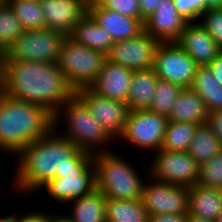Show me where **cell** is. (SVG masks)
I'll list each match as a JSON object with an SVG mask.
<instances>
[{
    "instance_id": "30bf717a",
    "label": "cell",
    "mask_w": 222,
    "mask_h": 222,
    "mask_svg": "<svg viewBox=\"0 0 222 222\" xmlns=\"http://www.w3.org/2000/svg\"><path fill=\"white\" fill-rule=\"evenodd\" d=\"M96 188L95 165L90 154L77 168L67 172H57L56 177L48 180L39 188L56 202L66 204L90 194Z\"/></svg>"
},
{
    "instance_id": "9c48e42d",
    "label": "cell",
    "mask_w": 222,
    "mask_h": 222,
    "mask_svg": "<svg viewBox=\"0 0 222 222\" xmlns=\"http://www.w3.org/2000/svg\"><path fill=\"white\" fill-rule=\"evenodd\" d=\"M168 117L149 109L129 111L124 131L118 137L135 148L147 151L161 149Z\"/></svg>"
},
{
    "instance_id": "bcb514c9",
    "label": "cell",
    "mask_w": 222,
    "mask_h": 222,
    "mask_svg": "<svg viewBox=\"0 0 222 222\" xmlns=\"http://www.w3.org/2000/svg\"><path fill=\"white\" fill-rule=\"evenodd\" d=\"M215 222H222V211L219 214V216L217 217V219L215 220Z\"/></svg>"
},
{
    "instance_id": "8992f818",
    "label": "cell",
    "mask_w": 222,
    "mask_h": 222,
    "mask_svg": "<svg viewBox=\"0 0 222 222\" xmlns=\"http://www.w3.org/2000/svg\"><path fill=\"white\" fill-rule=\"evenodd\" d=\"M107 60V54L78 44L67 36L61 49L58 65L68 83L76 91L90 87L101 73Z\"/></svg>"
},
{
    "instance_id": "7402d4cb",
    "label": "cell",
    "mask_w": 222,
    "mask_h": 222,
    "mask_svg": "<svg viewBox=\"0 0 222 222\" xmlns=\"http://www.w3.org/2000/svg\"><path fill=\"white\" fill-rule=\"evenodd\" d=\"M222 211V190L196 184L189 188L188 213L215 221Z\"/></svg>"
},
{
    "instance_id": "52a82bcc",
    "label": "cell",
    "mask_w": 222,
    "mask_h": 222,
    "mask_svg": "<svg viewBox=\"0 0 222 222\" xmlns=\"http://www.w3.org/2000/svg\"><path fill=\"white\" fill-rule=\"evenodd\" d=\"M67 35L50 30H24L4 52V61H33L58 64Z\"/></svg>"
},
{
    "instance_id": "ba28073f",
    "label": "cell",
    "mask_w": 222,
    "mask_h": 222,
    "mask_svg": "<svg viewBox=\"0 0 222 222\" xmlns=\"http://www.w3.org/2000/svg\"><path fill=\"white\" fill-rule=\"evenodd\" d=\"M152 160L147 178L186 188L198 184L200 165L188 151L160 149Z\"/></svg>"
},
{
    "instance_id": "4fadbf2b",
    "label": "cell",
    "mask_w": 222,
    "mask_h": 222,
    "mask_svg": "<svg viewBox=\"0 0 222 222\" xmlns=\"http://www.w3.org/2000/svg\"><path fill=\"white\" fill-rule=\"evenodd\" d=\"M160 44V40L144 31L135 38L114 42L108 59L132 71L151 69Z\"/></svg>"
},
{
    "instance_id": "7a4b0ae2",
    "label": "cell",
    "mask_w": 222,
    "mask_h": 222,
    "mask_svg": "<svg viewBox=\"0 0 222 222\" xmlns=\"http://www.w3.org/2000/svg\"><path fill=\"white\" fill-rule=\"evenodd\" d=\"M1 92L43 106L53 115L76 93L58 64L33 61H4Z\"/></svg>"
},
{
    "instance_id": "3957f363",
    "label": "cell",
    "mask_w": 222,
    "mask_h": 222,
    "mask_svg": "<svg viewBox=\"0 0 222 222\" xmlns=\"http://www.w3.org/2000/svg\"><path fill=\"white\" fill-rule=\"evenodd\" d=\"M53 128V114L45 107L13 99L0 91L1 151L17 156Z\"/></svg>"
},
{
    "instance_id": "cb8c5ba5",
    "label": "cell",
    "mask_w": 222,
    "mask_h": 222,
    "mask_svg": "<svg viewBox=\"0 0 222 222\" xmlns=\"http://www.w3.org/2000/svg\"><path fill=\"white\" fill-rule=\"evenodd\" d=\"M107 197L98 189L72 200L71 216L74 222H106Z\"/></svg>"
},
{
    "instance_id": "484cf974",
    "label": "cell",
    "mask_w": 222,
    "mask_h": 222,
    "mask_svg": "<svg viewBox=\"0 0 222 222\" xmlns=\"http://www.w3.org/2000/svg\"><path fill=\"white\" fill-rule=\"evenodd\" d=\"M106 222H149L142 200L107 198Z\"/></svg>"
},
{
    "instance_id": "e575fe53",
    "label": "cell",
    "mask_w": 222,
    "mask_h": 222,
    "mask_svg": "<svg viewBox=\"0 0 222 222\" xmlns=\"http://www.w3.org/2000/svg\"><path fill=\"white\" fill-rule=\"evenodd\" d=\"M103 8L132 18H140L139 0H96Z\"/></svg>"
},
{
    "instance_id": "e0dca14e",
    "label": "cell",
    "mask_w": 222,
    "mask_h": 222,
    "mask_svg": "<svg viewBox=\"0 0 222 222\" xmlns=\"http://www.w3.org/2000/svg\"><path fill=\"white\" fill-rule=\"evenodd\" d=\"M88 13L106 30L114 42L124 41L139 36L145 31L141 18H132L103 8L97 1L90 2Z\"/></svg>"
},
{
    "instance_id": "5b68a950",
    "label": "cell",
    "mask_w": 222,
    "mask_h": 222,
    "mask_svg": "<svg viewBox=\"0 0 222 222\" xmlns=\"http://www.w3.org/2000/svg\"><path fill=\"white\" fill-rule=\"evenodd\" d=\"M113 153L108 151L93 155L96 189L107 198L142 200L145 181L130 163Z\"/></svg>"
},
{
    "instance_id": "ab89813d",
    "label": "cell",
    "mask_w": 222,
    "mask_h": 222,
    "mask_svg": "<svg viewBox=\"0 0 222 222\" xmlns=\"http://www.w3.org/2000/svg\"><path fill=\"white\" fill-rule=\"evenodd\" d=\"M213 72L216 80L222 85V50L219 52L217 58L208 65Z\"/></svg>"
},
{
    "instance_id": "ffe728a7",
    "label": "cell",
    "mask_w": 222,
    "mask_h": 222,
    "mask_svg": "<svg viewBox=\"0 0 222 222\" xmlns=\"http://www.w3.org/2000/svg\"><path fill=\"white\" fill-rule=\"evenodd\" d=\"M207 116L208 110L203 99L191 88H183L173 103L168 120L203 125Z\"/></svg>"
},
{
    "instance_id": "836d02e7",
    "label": "cell",
    "mask_w": 222,
    "mask_h": 222,
    "mask_svg": "<svg viewBox=\"0 0 222 222\" xmlns=\"http://www.w3.org/2000/svg\"><path fill=\"white\" fill-rule=\"evenodd\" d=\"M180 16L187 21L198 22L203 13L207 11L204 0H172Z\"/></svg>"
},
{
    "instance_id": "603a6c76",
    "label": "cell",
    "mask_w": 222,
    "mask_h": 222,
    "mask_svg": "<svg viewBox=\"0 0 222 222\" xmlns=\"http://www.w3.org/2000/svg\"><path fill=\"white\" fill-rule=\"evenodd\" d=\"M157 81L158 76L153 68L133 71L126 103L129 111L149 109Z\"/></svg>"
},
{
    "instance_id": "9a60e30c",
    "label": "cell",
    "mask_w": 222,
    "mask_h": 222,
    "mask_svg": "<svg viewBox=\"0 0 222 222\" xmlns=\"http://www.w3.org/2000/svg\"><path fill=\"white\" fill-rule=\"evenodd\" d=\"M46 29L62 32L67 36L73 27L88 14L85 0H39Z\"/></svg>"
},
{
    "instance_id": "f1b7e54d",
    "label": "cell",
    "mask_w": 222,
    "mask_h": 222,
    "mask_svg": "<svg viewBox=\"0 0 222 222\" xmlns=\"http://www.w3.org/2000/svg\"><path fill=\"white\" fill-rule=\"evenodd\" d=\"M7 4L20 20L24 30L45 28L39 0H9Z\"/></svg>"
},
{
    "instance_id": "2e32d148",
    "label": "cell",
    "mask_w": 222,
    "mask_h": 222,
    "mask_svg": "<svg viewBox=\"0 0 222 222\" xmlns=\"http://www.w3.org/2000/svg\"><path fill=\"white\" fill-rule=\"evenodd\" d=\"M175 43L184 50L198 66H208L222 50L199 22L187 23Z\"/></svg>"
},
{
    "instance_id": "7dc6e473",
    "label": "cell",
    "mask_w": 222,
    "mask_h": 222,
    "mask_svg": "<svg viewBox=\"0 0 222 222\" xmlns=\"http://www.w3.org/2000/svg\"><path fill=\"white\" fill-rule=\"evenodd\" d=\"M85 1H87L88 3H90V2H94V1H96V0H85Z\"/></svg>"
},
{
    "instance_id": "44dd1931",
    "label": "cell",
    "mask_w": 222,
    "mask_h": 222,
    "mask_svg": "<svg viewBox=\"0 0 222 222\" xmlns=\"http://www.w3.org/2000/svg\"><path fill=\"white\" fill-rule=\"evenodd\" d=\"M68 37L78 44L107 55L114 44L109 33L99 26L89 13L73 27Z\"/></svg>"
},
{
    "instance_id": "ee69618b",
    "label": "cell",
    "mask_w": 222,
    "mask_h": 222,
    "mask_svg": "<svg viewBox=\"0 0 222 222\" xmlns=\"http://www.w3.org/2000/svg\"><path fill=\"white\" fill-rule=\"evenodd\" d=\"M18 214L19 212H16V214L14 212L6 217H0V222H18Z\"/></svg>"
},
{
    "instance_id": "7c38bea8",
    "label": "cell",
    "mask_w": 222,
    "mask_h": 222,
    "mask_svg": "<svg viewBox=\"0 0 222 222\" xmlns=\"http://www.w3.org/2000/svg\"><path fill=\"white\" fill-rule=\"evenodd\" d=\"M149 180L144 184L142 201L150 216L188 214L189 188Z\"/></svg>"
},
{
    "instance_id": "60d3db41",
    "label": "cell",
    "mask_w": 222,
    "mask_h": 222,
    "mask_svg": "<svg viewBox=\"0 0 222 222\" xmlns=\"http://www.w3.org/2000/svg\"><path fill=\"white\" fill-rule=\"evenodd\" d=\"M55 214V215H54ZM56 213L51 212V222H74L69 216L56 215Z\"/></svg>"
},
{
    "instance_id": "74e56055",
    "label": "cell",
    "mask_w": 222,
    "mask_h": 222,
    "mask_svg": "<svg viewBox=\"0 0 222 222\" xmlns=\"http://www.w3.org/2000/svg\"><path fill=\"white\" fill-rule=\"evenodd\" d=\"M163 0H139L140 18L145 22L158 8Z\"/></svg>"
},
{
    "instance_id": "1f68e13d",
    "label": "cell",
    "mask_w": 222,
    "mask_h": 222,
    "mask_svg": "<svg viewBox=\"0 0 222 222\" xmlns=\"http://www.w3.org/2000/svg\"><path fill=\"white\" fill-rule=\"evenodd\" d=\"M198 184L222 190V152L200 165Z\"/></svg>"
},
{
    "instance_id": "d4e9b609",
    "label": "cell",
    "mask_w": 222,
    "mask_h": 222,
    "mask_svg": "<svg viewBox=\"0 0 222 222\" xmlns=\"http://www.w3.org/2000/svg\"><path fill=\"white\" fill-rule=\"evenodd\" d=\"M190 88L205 102L209 111L222 110V85L208 66H198Z\"/></svg>"
},
{
    "instance_id": "7bdbcfd3",
    "label": "cell",
    "mask_w": 222,
    "mask_h": 222,
    "mask_svg": "<svg viewBox=\"0 0 222 222\" xmlns=\"http://www.w3.org/2000/svg\"><path fill=\"white\" fill-rule=\"evenodd\" d=\"M207 5V10L211 8H220L222 7V0H204Z\"/></svg>"
},
{
    "instance_id": "8d00e7d4",
    "label": "cell",
    "mask_w": 222,
    "mask_h": 222,
    "mask_svg": "<svg viewBox=\"0 0 222 222\" xmlns=\"http://www.w3.org/2000/svg\"><path fill=\"white\" fill-rule=\"evenodd\" d=\"M49 211L20 212L18 222H51V213ZM23 214V215H22Z\"/></svg>"
},
{
    "instance_id": "f546056e",
    "label": "cell",
    "mask_w": 222,
    "mask_h": 222,
    "mask_svg": "<svg viewBox=\"0 0 222 222\" xmlns=\"http://www.w3.org/2000/svg\"><path fill=\"white\" fill-rule=\"evenodd\" d=\"M182 89L178 84L158 79L149 110L168 117L172 110L173 103L176 101Z\"/></svg>"
},
{
    "instance_id": "f6af8a7d",
    "label": "cell",
    "mask_w": 222,
    "mask_h": 222,
    "mask_svg": "<svg viewBox=\"0 0 222 222\" xmlns=\"http://www.w3.org/2000/svg\"><path fill=\"white\" fill-rule=\"evenodd\" d=\"M4 51L0 49V84L2 83L3 80V68H4Z\"/></svg>"
},
{
    "instance_id": "d6986e66",
    "label": "cell",
    "mask_w": 222,
    "mask_h": 222,
    "mask_svg": "<svg viewBox=\"0 0 222 222\" xmlns=\"http://www.w3.org/2000/svg\"><path fill=\"white\" fill-rule=\"evenodd\" d=\"M185 21L172 0H163L157 10L145 20V31L161 42H175L184 31Z\"/></svg>"
},
{
    "instance_id": "5bb4252c",
    "label": "cell",
    "mask_w": 222,
    "mask_h": 222,
    "mask_svg": "<svg viewBox=\"0 0 222 222\" xmlns=\"http://www.w3.org/2000/svg\"><path fill=\"white\" fill-rule=\"evenodd\" d=\"M76 94L85 102L90 113L116 141L124 131L129 113L128 105L122 101L99 96L89 87L76 90Z\"/></svg>"
},
{
    "instance_id": "f35d334b",
    "label": "cell",
    "mask_w": 222,
    "mask_h": 222,
    "mask_svg": "<svg viewBox=\"0 0 222 222\" xmlns=\"http://www.w3.org/2000/svg\"><path fill=\"white\" fill-rule=\"evenodd\" d=\"M149 222H186V215H152Z\"/></svg>"
},
{
    "instance_id": "d590c367",
    "label": "cell",
    "mask_w": 222,
    "mask_h": 222,
    "mask_svg": "<svg viewBox=\"0 0 222 222\" xmlns=\"http://www.w3.org/2000/svg\"><path fill=\"white\" fill-rule=\"evenodd\" d=\"M206 124L222 142V110L209 111Z\"/></svg>"
},
{
    "instance_id": "8fae6325",
    "label": "cell",
    "mask_w": 222,
    "mask_h": 222,
    "mask_svg": "<svg viewBox=\"0 0 222 222\" xmlns=\"http://www.w3.org/2000/svg\"><path fill=\"white\" fill-rule=\"evenodd\" d=\"M197 67L196 62L175 42H161L153 69L158 79L190 88Z\"/></svg>"
},
{
    "instance_id": "d6a6232c",
    "label": "cell",
    "mask_w": 222,
    "mask_h": 222,
    "mask_svg": "<svg viewBox=\"0 0 222 222\" xmlns=\"http://www.w3.org/2000/svg\"><path fill=\"white\" fill-rule=\"evenodd\" d=\"M200 19L199 23L222 49V7L208 9Z\"/></svg>"
},
{
    "instance_id": "277c9868",
    "label": "cell",
    "mask_w": 222,
    "mask_h": 222,
    "mask_svg": "<svg viewBox=\"0 0 222 222\" xmlns=\"http://www.w3.org/2000/svg\"><path fill=\"white\" fill-rule=\"evenodd\" d=\"M54 129L64 138L72 141L79 150L97 154L108 152V146L115 140L101 123L90 113L85 102L75 93L53 115ZM66 119V130H58ZM61 123V124H60ZM61 131V132H59ZM62 133V134H61ZM103 145V146H102ZM104 147V148H103Z\"/></svg>"
},
{
    "instance_id": "4dcf8cb0",
    "label": "cell",
    "mask_w": 222,
    "mask_h": 222,
    "mask_svg": "<svg viewBox=\"0 0 222 222\" xmlns=\"http://www.w3.org/2000/svg\"><path fill=\"white\" fill-rule=\"evenodd\" d=\"M24 31L20 20L7 3L0 4V49L4 52Z\"/></svg>"
},
{
    "instance_id": "b9f144b4",
    "label": "cell",
    "mask_w": 222,
    "mask_h": 222,
    "mask_svg": "<svg viewBox=\"0 0 222 222\" xmlns=\"http://www.w3.org/2000/svg\"><path fill=\"white\" fill-rule=\"evenodd\" d=\"M186 222H215L206 218H202L196 215L187 214L186 215Z\"/></svg>"
},
{
    "instance_id": "6da1fadb",
    "label": "cell",
    "mask_w": 222,
    "mask_h": 222,
    "mask_svg": "<svg viewBox=\"0 0 222 222\" xmlns=\"http://www.w3.org/2000/svg\"><path fill=\"white\" fill-rule=\"evenodd\" d=\"M61 136L54 128L45 136L28 144L17 156L16 173L12 183L16 193L30 194L39 190L57 172L72 171L88 156Z\"/></svg>"
},
{
    "instance_id": "ac0fdd59",
    "label": "cell",
    "mask_w": 222,
    "mask_h": 222,
    "mask_svg": "<svg viewBox=\"0 0 222 222\" xmlns=\"http://www.w3.org/2000/svg\"><path fill=\"white\" fill-rule=\"evenodd\" d=\"M133 71L109 59L101 73L90 85V89L99 96L127 103Z\"/></svg>"
},
{
    "instance_id": "4316f807",
    "label": "cell",
    "mask_w": 222,
    "mask_h": 222,
    "mask_svg": "<svg viewBox=\"0 0 222 222\" xmlns=\"http://www.w3.org/2000/svg\"><path fill=\"white\" fill-rule=\"evenodd\" d=\"M187 151L199 165H202L222 152V142L205 123L199 125Z\"/></svg>"
},
{
    "instance_id": "83f0119b",
    "label": "cell",
    "mask_w": 222,
    "mask_h": 222,
    "mask_svg": "<svg viewBox=\"0 0 222 222\" xmlns=\"http://www.w3.org/2000/svg\"><path fill=\"white\" fill-rule=\"evenodd\" d=\"M198 127L195 123L168 121L161 149L187 151Z\"/></svg>"
}]
</instances>
